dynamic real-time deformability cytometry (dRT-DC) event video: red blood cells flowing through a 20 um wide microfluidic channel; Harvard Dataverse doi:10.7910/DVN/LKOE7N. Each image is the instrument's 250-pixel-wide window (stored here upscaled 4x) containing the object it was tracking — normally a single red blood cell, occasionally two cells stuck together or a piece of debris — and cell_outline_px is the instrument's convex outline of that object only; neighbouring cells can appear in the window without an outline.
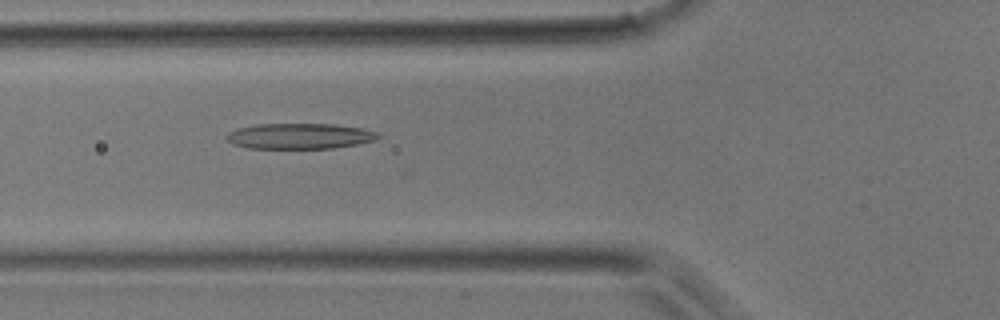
{"species": "common noctule bat (a hibernating species)", "species_latin": "Nyctalus noctula", "temperature_condition": "room temperature", "stored_images_in_passage": 30, "camera_frame_rate_fps": 3000, "um_per_image_px": 0.085, "animal": {"sex": "male", "body_mass_g": 17.9}, "frame": {"image": 1, "passage_image": 13, "time_ms": 4.0, "image_size_px": [1000, 320], "cell_outline_px": [[380, 136], [376, 140], [360, 144], [332, 148], [248, 148], [232, 144], [228, 140], [228, 132], [236, 128], [256, 124], [336, 124], [360, 128], [380, 132]], "centroid_in_image_um": [25.51, 11.56], "position_along_channel_um": 100.3, "area_um2": 22.72}}
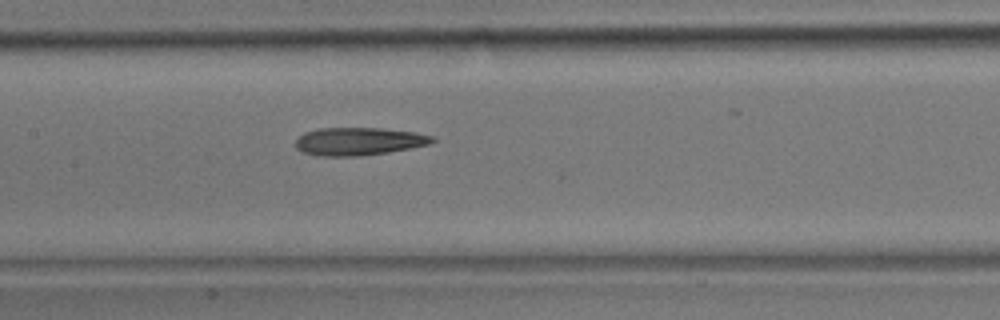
{"frame": {"image": 2, "passage_image": 18, "time_ms": 5.667, "image_size_px": [1000, 320], "cell_outline_px": [[436, 140], [428, 144], [412, 148], [388, 152], [360, 156], [320, 156], [304, 152], [296, 148], [296, 140], [304, 132], [316, 128], [384, 128], [416, 132], [432, 136]], "centroid_in_image_um": [30.5, 12.01], "position_along_channel_um": 176.9, "area_um2": 22.25}}
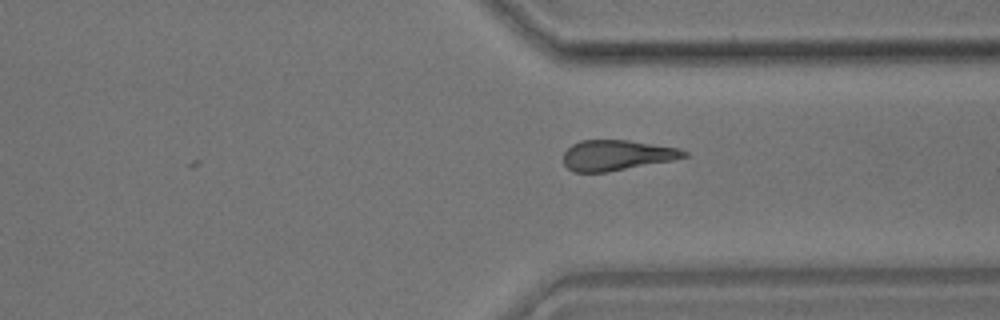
{"frame": {"image": 3, "passage_image": 30, "time_ms": 9.667, "image_size_px": [1000, 320], "cell_outline_px": [[688, 156], [672, 160], [604, 172], [572, 172], [564, 164], [564, 152], [572, 144], [580, 140], [628, 140], [680, 148], [688, 152]], "centroid_in_image_um": [52.41, 13.18], "position_along_channel_um": 359.0, "area_um2": 21.21}}